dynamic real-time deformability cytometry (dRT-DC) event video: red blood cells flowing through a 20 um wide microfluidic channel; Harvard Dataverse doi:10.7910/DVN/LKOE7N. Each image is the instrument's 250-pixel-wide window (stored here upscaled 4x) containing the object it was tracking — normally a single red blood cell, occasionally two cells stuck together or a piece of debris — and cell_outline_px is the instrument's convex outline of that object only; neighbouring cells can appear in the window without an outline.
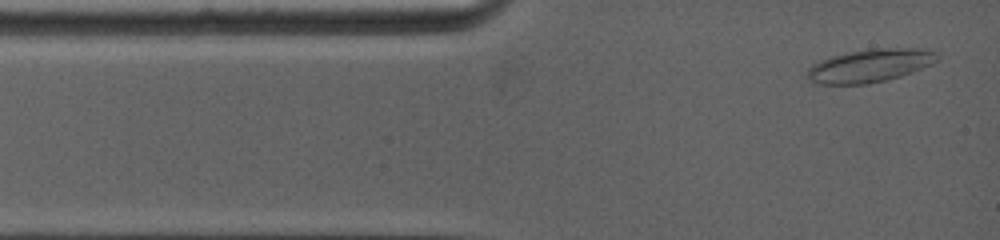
{"species": "common noctule bat (a hibernating species)", "species_latin": "Nyctalus noctula", "temperature_condition": "warm", "stored_images_in_passage": 31, "camera_frame_rate_fps": 5000, "um_per_image_px": 0.085, "animal": {"sex": "female", "body_mass_g": 19.0, "forearm_length_mm": 53.3}, "frame": {"image": 1, "passage_image": 2, "time_ms": 0.2, "image_size_px": [1000, 240], "cell_outline_px": [[940, 56], [932, 64], [912, 72], [888, 80], [868, 84], [816, 84], [804, 76], [808, 68], [812, 64], [820, 60], [832, 56], [852, 52], [876, 48], [928, 48], [936, 52]], "centroid_in_image_um": [73.94, 5.58], "position_along_channel_um": 11.1, "area_um2": 25.26}}
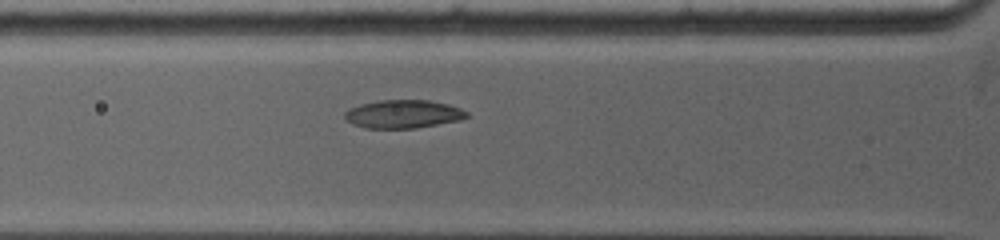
{"frame": {"image": 2, "passage_image": 15, "time_ms": 3.2, "image_size_px": [1000, 240], "cell_outline_px": [[468, 116], [460, 120], [416, 128], [364, 128], [352, 124], [344, 116], [344, 112], [348, 108], [360, 104], [380, 100], [428, 100], [448, 104], [460, 108], [468, 112]], "centroid_in_image_um": [34.25, 9.69], "position_along_channel_um": 91.5, "area_um2": 20.11}}
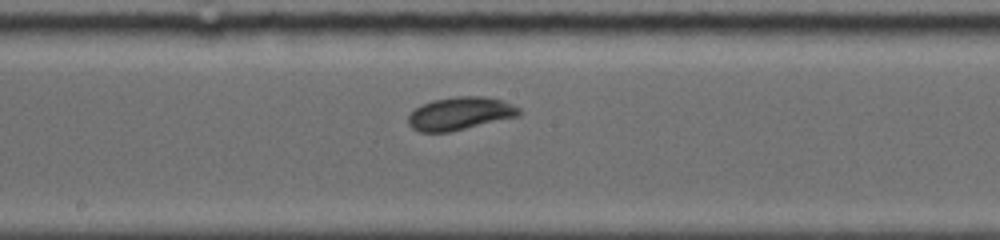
{"frame": {"image": 3, "passage_image": 28, "time_ms": 6.2, "image_size_px": [1000, 240], "cell_outline_px": [[520, 116], [448, 132], [420, 132], [412, 128], [408, 124], [408, 116], [420, 104], [432, 100], [456, 96], [484, 96], [500, 100], [512, 104], [520, 108]], "centroid_in_image_um": [39.09, 9.64], "position_along_channel_um": 209.1, "area_um2": 21.27}}